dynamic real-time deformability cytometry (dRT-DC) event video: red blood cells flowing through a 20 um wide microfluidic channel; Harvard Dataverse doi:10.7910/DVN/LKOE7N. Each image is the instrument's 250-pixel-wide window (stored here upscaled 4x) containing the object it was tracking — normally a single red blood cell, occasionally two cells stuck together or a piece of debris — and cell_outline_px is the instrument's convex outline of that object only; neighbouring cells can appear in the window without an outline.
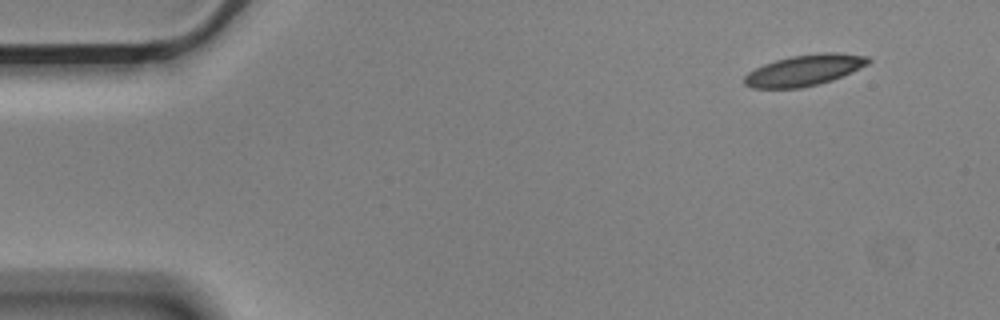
{"species": "Egyptian fruit bat (a non-hibernating species)", "species_latin": "Rousettus aegyptiacus", "temperature_condition": "cold", "stored_images_in_passage": 4, "camera_frame_rate_fps": 3000, "um_per_image_px": 0.085, "animal": {"sex": "male"}, "frame": {"image": 1, "passage_image": 1, "time_ms": 0.0, "image_size_px": [1000, 320], "cell_outline_px": [[872, 60], [868, 64], [832, 80], [820, 84], [800, 88], [752, 88], [744, 84], [744, 76], [748, 72], [764, 64], [776, 60], [792, 56], [820, 52], [836, 52], [868, 56]], "centroid_in_image_um": [68.37, 5.97], "position_along_channel_um": 16.6, "area_um2": 22.37}}
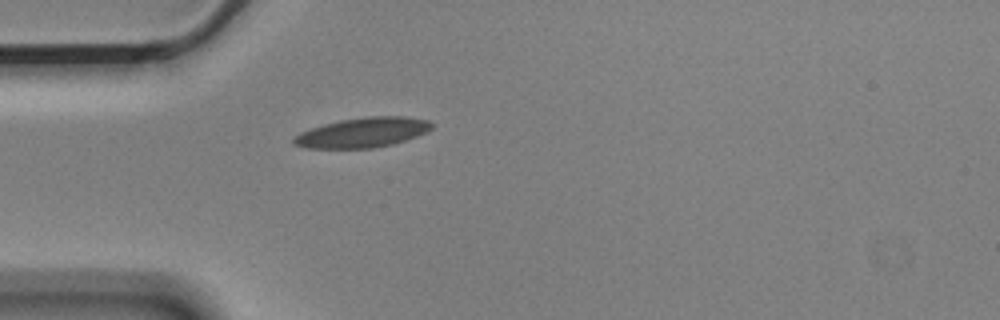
{"frame": {"image": 2, "passage_image": 4, "time_ms": 1.0, "image_size_px": [1000, 320], "cell_outline_px": [[432, 128], [428, 132], [392, 144], [372, 148], [308, 148], [292, 144], [292, 140], [300, 132], [324, 124], [340, 120], [368, 116], [404, 116], [428, 120], [432, 124]], "centroid_in_image_um": [30.83, 11.26], "position_along_channel_um": 54.2, "area_um2": 23.87}}